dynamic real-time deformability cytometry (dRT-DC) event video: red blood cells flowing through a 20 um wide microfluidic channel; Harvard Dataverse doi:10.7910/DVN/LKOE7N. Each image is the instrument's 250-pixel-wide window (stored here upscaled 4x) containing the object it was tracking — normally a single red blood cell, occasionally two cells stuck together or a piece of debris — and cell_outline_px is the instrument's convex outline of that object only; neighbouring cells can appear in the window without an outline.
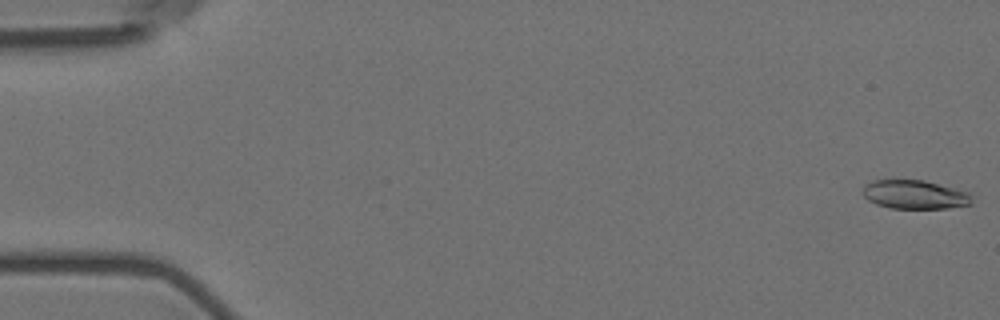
{"species": "Egyptian fruit bat (a non-hibernating species)", "species_latin": "Rousettus aegyptiacus", "temperature_condition": "room temperature", "stored_images_in_passage": 57, "camera_frame_rate_fps": 3000, "um_per_image_px": 0.085, "animal": {"sex": "female"}, "frame": {"image": 1, "passage_image": 1, "time_ms": 0.0, "image_size_px": [1000, 320], "cell_outline_px": [[972, 204], [948, 208], [888, 208], [876, 204], [868, 200], [864, 196], [864, 184], [872, 180], [892, 176], [924, 180], [968, 192], [972, 196]], "centroid_in_image_um": [77.68, 16.49], "position_along_channel_um": 7.3, "area_um2": 19.02}}
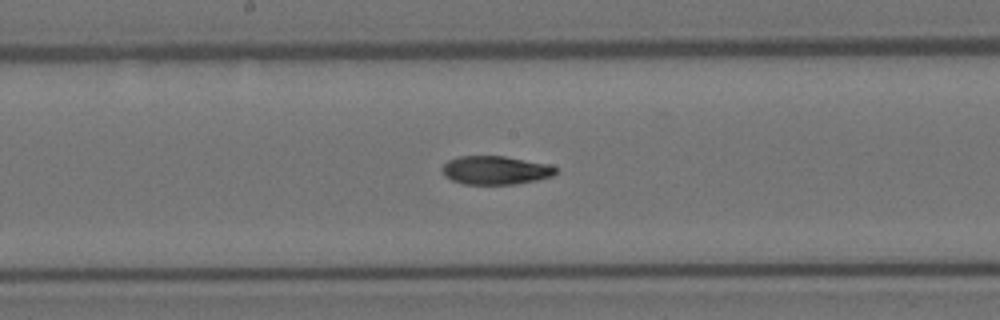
{"frame": {"image": 2, "passage_image": 30, "time_ms": 9.667, "image_size_px": [1000, 320], "cell_outline_px": [[560, 168], [552, 176], [536, 180], [512, 184], [464, 184], [452, 180], [444, 176], [440, 168], [448, 160], [460, 156], [504, 156], [548, 164]], "centroid_in_image_um": [42.1, 14.46], "position_along_channel_um": 206.1, "area_um2": 18.9}}
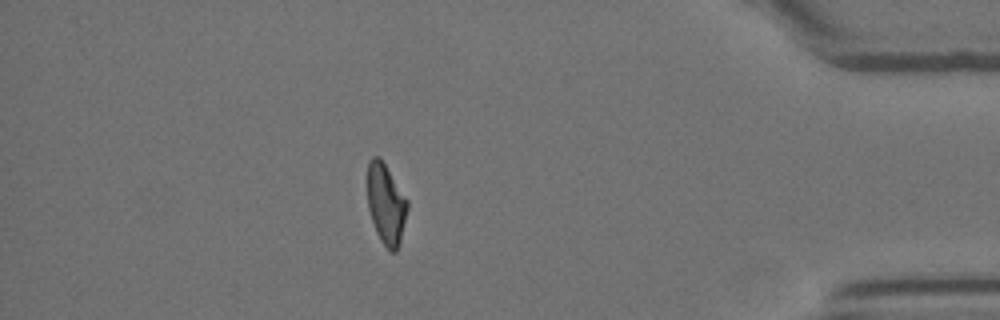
{"frame": {"image": 3, "passage_image": 50, "time_ms": 16.333, "image_size_px": [1000, 320], "cell_outline_px": [[408, 208], [400, 244], [396, 252], [392, 252], [380, 240], [376, 232], [368, 208], [368, 164], [372, 156], [380, 156], [408, 200]], "centroid_in_image_um": [32.82, 17.34], "position_along_channel_um": 402.4, "area_um2": 18.73}, "authors_computed_cell_mechanics": {"area_um2": 19.363, "velocity_mm_per_s": 3.5817, "shape_relaxation_time_tau1_ms": 8.7513, "shape_relaxation_time_tau2_ms": 6.1036, "deformation_change_tau1": 0.2296, "deformation_change_tau2": 0.1343}}